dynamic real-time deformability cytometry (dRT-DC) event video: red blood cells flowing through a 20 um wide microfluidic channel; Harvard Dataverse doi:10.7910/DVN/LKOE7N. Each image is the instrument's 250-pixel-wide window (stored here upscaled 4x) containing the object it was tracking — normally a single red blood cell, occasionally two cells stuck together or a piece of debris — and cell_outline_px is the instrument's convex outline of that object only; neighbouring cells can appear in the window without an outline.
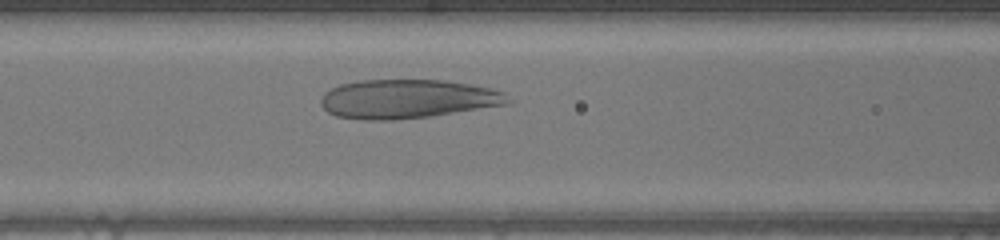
{"species": "human", "species_latin": "Homo sapiens", "temperature_condition": "warm", "stored_images_in_passage": 31, "camera_frame_rate_fps": 3000, "um_per_image_px": 0.085, "donor": {"sex": "male"}, "frame": {"image": 1, "passage_image": 12, "time_ms": 3.667, "image_size_px": [1000, 240], "cell_outline_px": [[516, 100], [512, 104], [428, 116], [392, 120], [364, 120], [336, 116], [328, 112], [320, 104], [320, 100], [324, 92], [340, 84], [356, 80], [444, 80], [468, 84], [488, 88], [504, 92]], "centroid_in_image_um": [34.66, 8.41], "position_along_channel_um": 131.9, "area_um2": 42.71}}
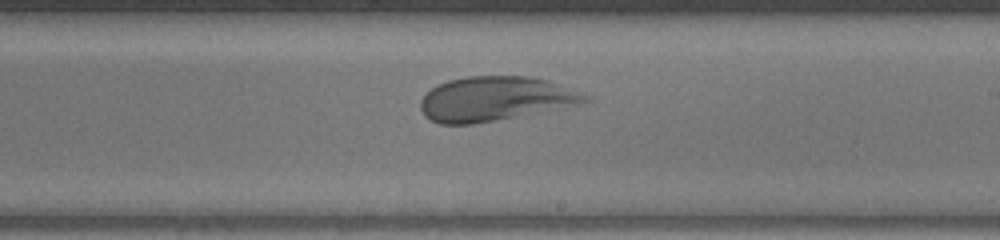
{"frame": {"image": 2, "passage_image": 20, "time_ms": 6.333, "image_size_px": [1000, 240], "cell_outline_px": [[592, 100], [576, 104], [496, 120], [472, 124], [440, 124], [424, 116], [420, 108], [420, 100], [436, 84], [448, 80], [468, 76], [528, 76], [548, 80], [592, 96]], "centroid_in_image_um": [42.05, 8.38], "position_along_channel_um": 246.9, "area_um2": 42.25}}
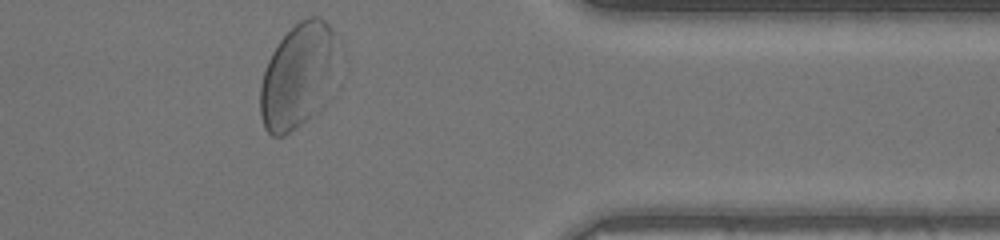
{"frame": {"image": 3, "passage_image": 31, "time_ms": 10.0, "image_size_px": [1000, 240], "cell_outline_px": [[348, 68], [320, 112], [284, 136], [272, 136], [264, 128], [260, 116], [260, 84], [268, 60], [276, 44], [300, 20], [308, 16], [320, 16], [332, 28], [348, 60]], "centroid_in_image_um": [25.56, 6.43], "position_along_channel_um": 385.8, "area_um2": 51.27}}